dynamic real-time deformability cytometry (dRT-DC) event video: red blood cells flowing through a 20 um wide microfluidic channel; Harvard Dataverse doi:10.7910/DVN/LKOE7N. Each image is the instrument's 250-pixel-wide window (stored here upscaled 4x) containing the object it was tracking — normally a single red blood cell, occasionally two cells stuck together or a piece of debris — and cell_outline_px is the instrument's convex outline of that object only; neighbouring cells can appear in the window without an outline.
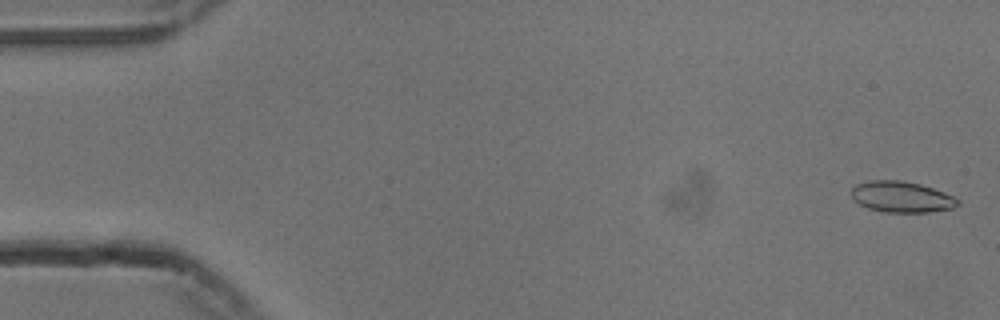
{"species": "common noctule bat (a hibernating species)", "species_latin": "Nyctalus noctula", "temperature_condition": "cold", "stored_images_in_passage": 55, "camera_frame_rate_fps": 3000, "um_per_image_px": 0.085, "animal": {"sex": "male", "body_mass_g": 13.3}, "frame": {"image": 1, "passage_image": 2, "time_ms": 0.333, "image_size_px": [1000, 320], "cell_outline_px": [[960, 204], [952, 208], [928, 212], [884, 212], [868, 208], [852, 200], [852, 188], [856, 184], [868, 180], [900, 180], [920, 184], [944, 192], [960, 200]], "centroid_in_image_um": [76.61, 16.73], "position_along_channel_um": 8.4, "area_um2": 19.25}}
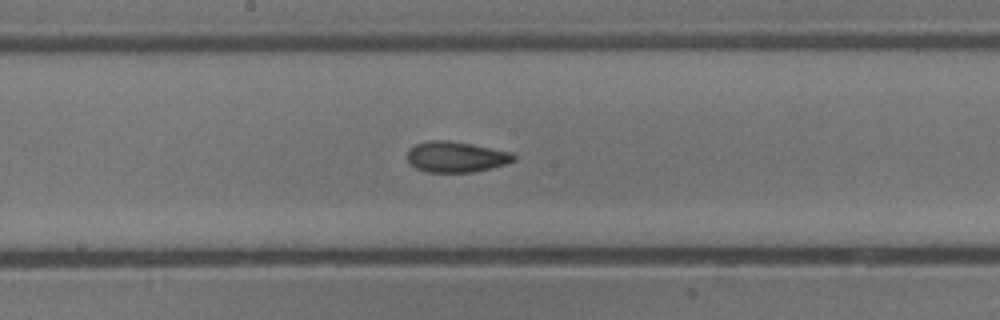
{"frame": {"image": 2, "passage_image": 29, "time_ms": 9.333, "image_size_px": [1000, 320], "cell_outline_px": [[516, 160], [492, 168], [472, 172], [424, 172], [408, 164], [408, 148], [416, 144], [428, 140], [448, 140], [472, 144], [512, 152], [516, 156]], "centroid_in_image_um": [38.74, 13.33], "position_along_channel_um": 209.5, "area_um2": 19.25}}
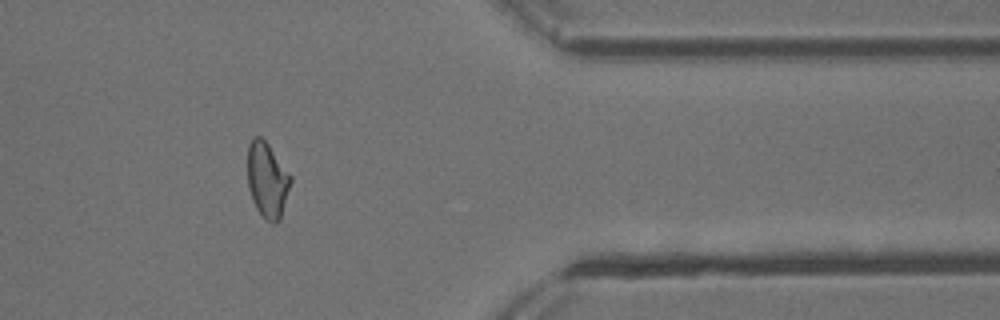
{"frame": {"image": 3, "passage_image": 45, "time_ms": 14.667, "image_size_px": [1000, 320], "cell_outline_px": [[292, 180], [280, 220], [272, 224], [264, 220], [256, 208], [252, 200], [248, 188], [248, 144], [252, 136], [260, 136], [268, 144], [292, 176]], "centroid_in_image_um": [22.71, 15.31], "position_along_channel_um": 388.7, "area_um2": 19.13}, "authors_computed_cell_mechanics": {"area_um2": 19.1896, "velocity_mm_per_s": 3.7679, "shape_relaxation_time_tau1_ms": 4.6653, "shape_relaxation_time_tau2_ms": 2.7734, "deformation_change_tau1": 0.1129, "deformation_change_tau2": 0.0738}}